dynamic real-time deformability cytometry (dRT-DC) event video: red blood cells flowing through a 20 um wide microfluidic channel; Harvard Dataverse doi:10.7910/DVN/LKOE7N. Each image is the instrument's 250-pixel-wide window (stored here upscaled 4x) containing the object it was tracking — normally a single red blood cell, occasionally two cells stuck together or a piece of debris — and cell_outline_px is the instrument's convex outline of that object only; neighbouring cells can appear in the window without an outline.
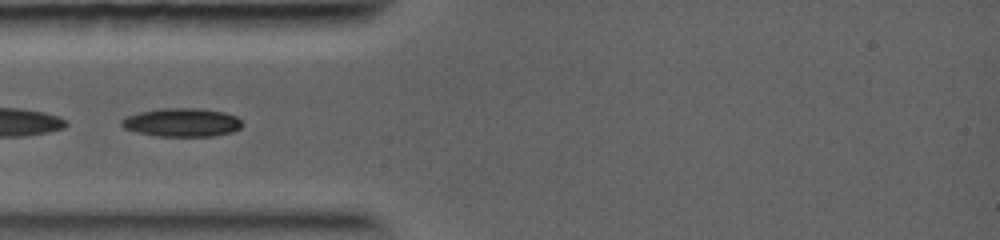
{"species": "common noctule bat (a hibernating species)", "species_latin": "Nyctalus noctula", "temperature_condition": "warm", "stored_images_in_passage": 4, "camera_frame_rate_fps": 5000, "um_per_image_px": 0.085, "animal": {"sex": "female", "body_mass_g": 19.0, "forearm_length_mm": 56.7}, "frame": {"image": 1, "passage_image": 1, "time_ms": 0.0, "image_size_px": [1000, 240], "cell_outline_px": [[244, 124], [240, 128], [232, 132], [212, 136], [156, 136], [136, 132], [124, 128], [120, 124], [120, 120], [128, 116], [140, 112], [160, 108], [204, 108], [224, 112], [236, 116]], "centroid_in_image_um": [15.47, 10.4], "position_along_channel_um": 69.5, "area_um2": 20.17}}
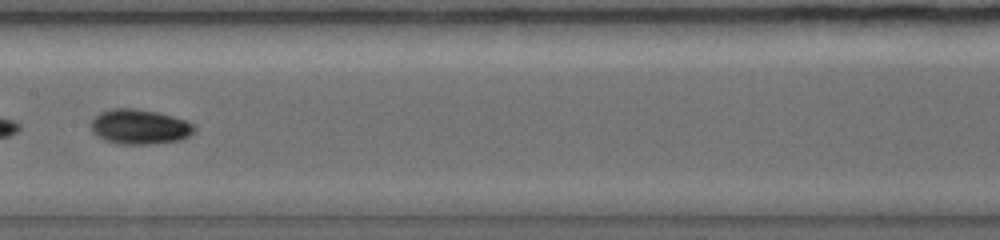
{"frame": {"image": 2, "passage_image": 4, "time_ms": 2.6, "image_size_px": [1000, 240], "cell_outline_px": [[196, 128], [188, 136], [180, 140], [148, 144], [120, 144], [104, 140], [96, 136], [92, 132], [88, 124], [100, 112], [112, 108], [132, 108], [156, 112], [188, 120], [196, 124]], "centroid_in_image_um": [11.85, 10.77], "position_along_channel_um": 195.6, "area_um2": 21.21}}